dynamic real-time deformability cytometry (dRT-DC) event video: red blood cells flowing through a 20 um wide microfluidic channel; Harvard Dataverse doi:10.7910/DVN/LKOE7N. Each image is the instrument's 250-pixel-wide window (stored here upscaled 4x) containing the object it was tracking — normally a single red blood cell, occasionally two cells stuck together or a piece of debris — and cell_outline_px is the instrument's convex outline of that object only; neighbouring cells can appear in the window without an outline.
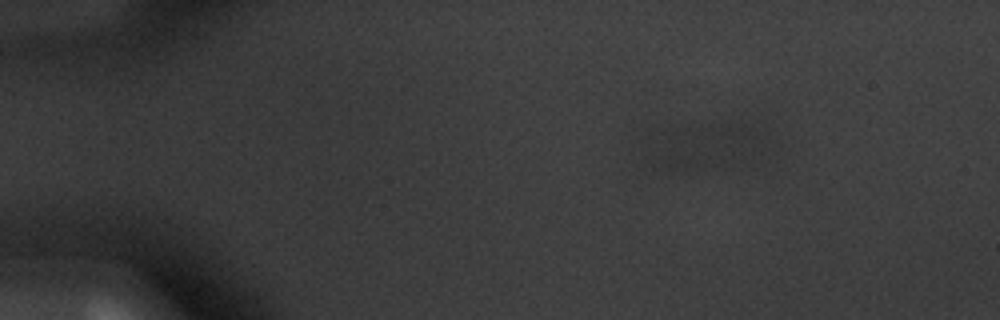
{"species": "common noctule bat (a hibernating species)", "species_latin": "Nyctalus noctula", "temperature_condition": "warm", "stored_images_in_passage": 18, "segment_of_instrument_passage": [2, 2], "camera_frame_rate_fps": 3000, "um_per_image_px": 0.085, "animal": {"sex": "male", "body_mass_g": 20.1, "forearm_length_mm": 53.5}, "frame": {"image": 1, "passage_image": 11, "time_ms": 3.333, "image_size_px": [1000, 320], "cell_outline_px": [[764, 140], [760, 152], [744, 164], [688, 168], [656, 168], [652, 164], [684, 128], [692, 124], [764, 124]], "centroid_in_image_um": [60.58, 12.42], "position_along_channel_um": 24.4, "area_um2": 27.74}}